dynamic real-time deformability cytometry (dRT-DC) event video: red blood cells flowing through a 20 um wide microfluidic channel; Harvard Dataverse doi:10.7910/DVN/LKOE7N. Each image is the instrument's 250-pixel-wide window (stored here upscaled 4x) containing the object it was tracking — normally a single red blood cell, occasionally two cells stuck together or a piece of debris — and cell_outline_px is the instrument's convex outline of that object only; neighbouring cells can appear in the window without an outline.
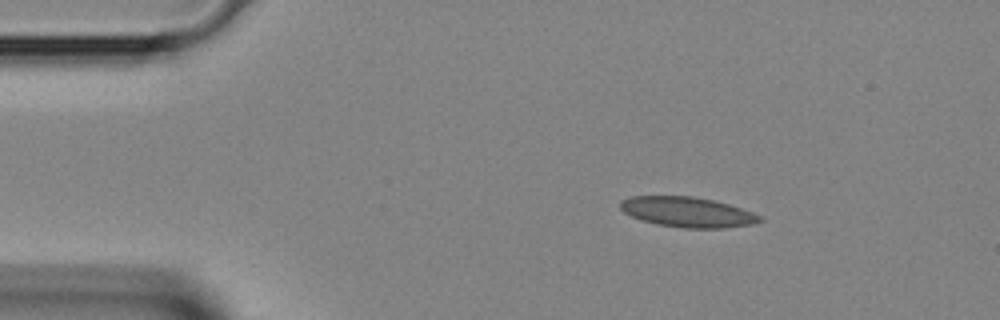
{"species": "Egyptian fruit bat (a non-hibernating species)", "species_latin": "Rousettus aegyptiacus", "temperature_condition": "room temperature", "stored_images_in_passage": 2, "segment_of_instrument_passage": [2, 2], "camera_frame_rate_fps": 3000, "um_per_image_px": 0.085, "animal": {"sex": "female"}, "frame": {"image": 1, "passage_image": 2, "time_ms": 0.333, "image_size_px": [1000, 320], "cell_outline_px": [[764, 220], [752, 224], [724, 228], [684, 228], [656, 224], [640, 220], [624, 212], [620, 208], [620, 200], [632, 196], [692, 196], [712, 200], [728, 204], [752, 212], [760, 216]], "centroid_in_image_um": [58.41, 18.03], "position_along_channel_um": 26.6, "area_um2": 24.45}}